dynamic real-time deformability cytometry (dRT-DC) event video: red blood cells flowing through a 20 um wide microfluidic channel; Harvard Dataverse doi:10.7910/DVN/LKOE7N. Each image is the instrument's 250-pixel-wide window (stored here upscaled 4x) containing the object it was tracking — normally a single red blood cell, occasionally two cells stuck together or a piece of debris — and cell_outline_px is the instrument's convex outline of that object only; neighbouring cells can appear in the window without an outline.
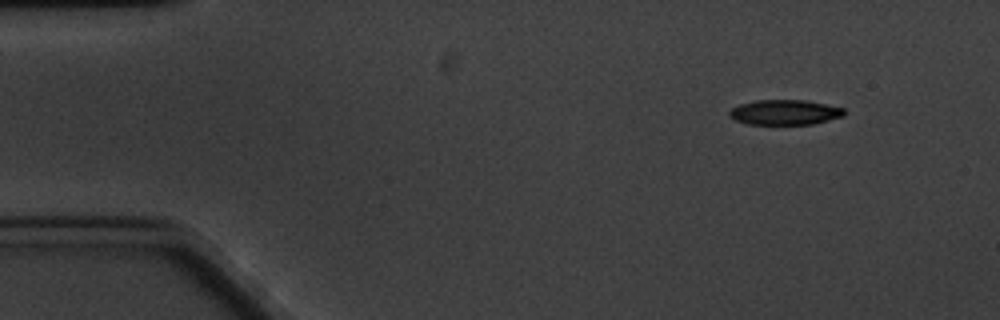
{"species": "common noctule bat (a hibernating species)", "species_latin": "Nyctalus noctula", "temperature_condition": "cold", "stored_images_in_passage": 10, "camera_frame_rate_fps": 3000, "um_per_image_px": 0.085, "animal": {"sex": "male", "body_mass_g": 20.1, "forearm_length_mm": 53.5}, "frame": {"image": 1, "passage_image": 1, "time_ms": 0.0, "image_size_px": [1000, 320], "cell_outline_px": [[844, 116], [812, 124], [748, 124], [736, 120], [728, 116], [728, 112], [732, 108], [740, 104], [756, 100], [804, 100], [844, 108]], "centroid_in_image_um": [66.68, 9.54], "position_along_channel_um": 18.3, "area_um2": 16.65}}
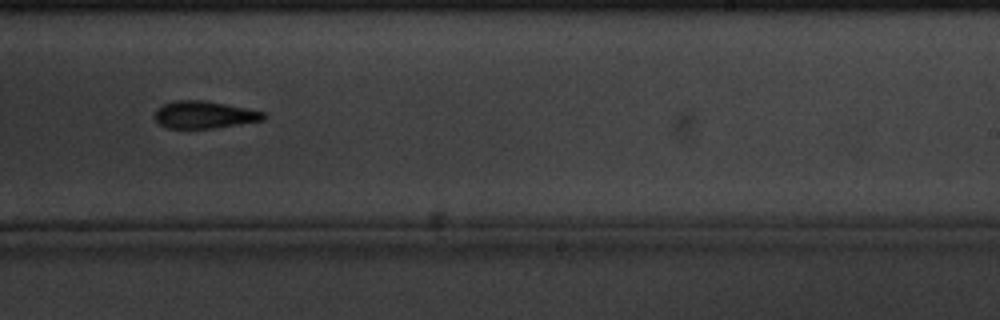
{"frame": {"image": 2, "passage_image": 9, "time_ms": 10.333, "image_size_px": [1000, 320], "cell_outline_px": [[264, 120], [240, 124], [212, 128], [168, 128], [160, 124], [152, 116], [156, 108], [164, 104], [176, 100], [204, 100], [264, 112]], "centroid_in_image_um": [17.29, 9.75], "position_along_channel_um": 271.7, "area_um2": 17.17}}